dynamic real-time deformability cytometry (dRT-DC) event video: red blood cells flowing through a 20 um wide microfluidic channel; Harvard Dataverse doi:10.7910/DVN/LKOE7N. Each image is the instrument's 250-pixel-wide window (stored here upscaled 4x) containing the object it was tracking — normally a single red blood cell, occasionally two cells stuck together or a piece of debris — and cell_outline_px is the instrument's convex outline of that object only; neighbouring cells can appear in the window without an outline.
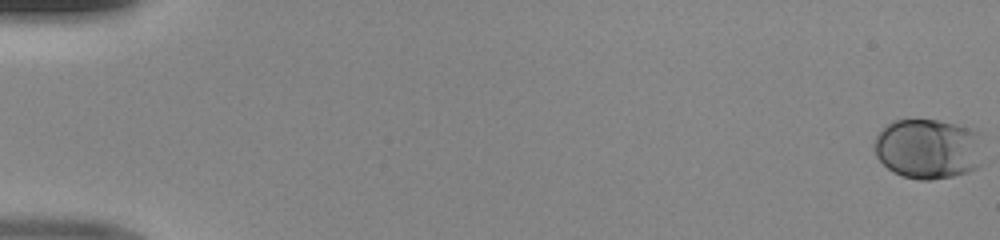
{"species": "human", "species_latin": "Homo sapiens", "temperature_condition": "room temperature", "stored_images_in_passage": 50, "camera_frame_rate_fps": 3000, "um_per_image_px": 0.085, "donor": {"sex": "male"}, "frame": {"image": 1, "passage_image": 1, "time_ms": 0.0, "image_size_px": [1000, 240], "cell_outline_px": [[980, 164], [976, 168], [968, 172], [952, 176], [928, 180], [920, 180], [904, 176], [892, 172], [876, 156], [872, 144], [876, 136], [892, 120], [940, 120], [956, 124], [980, 132]], "centroid_in_image_um": [78.87, 12.64], "position_along_channel_um": 6.1, "area_um2": 38.21}}
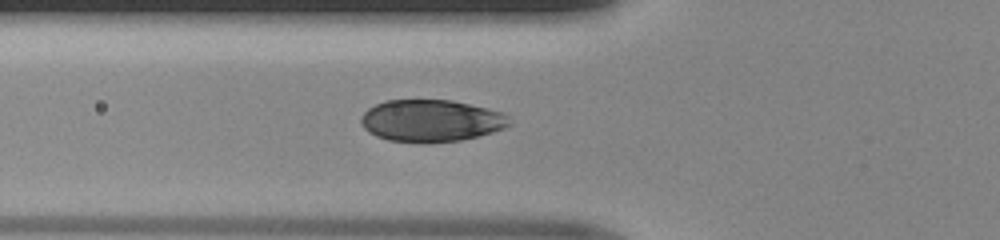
{"frame": {"image": 2, "passage_image": 20, "time_ms": 6.333, "image_size_px": [1000, 240], "cell_outline_px": [[512, 124], [504, 128], [492, 132], [460, 140], [428, 144], [420, 144], [388, 140], [376, 136], [368, 132], [360, 124], [360, 116], [368, 108], [384, 100], [452, 100], [488, 108], [504, 112], [508, 116]], "centroid_in_image_um": [36.62, 10.27], "position_along_channel_um": 89.2, "area_um2": 36.93}}
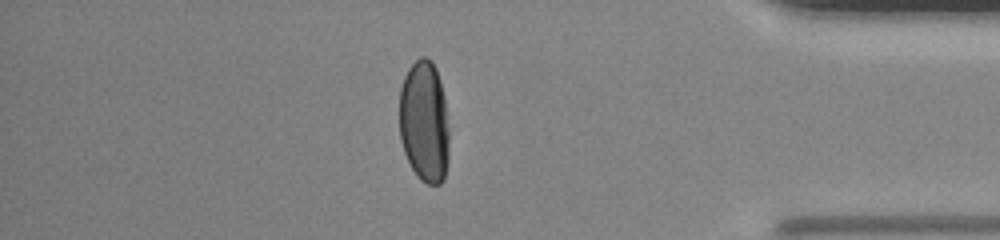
{"frame": {"image": 3, "passage_image": 44, "time_ms": 14.333, "image_size_px": [1000, 240], "cell_outline_px": [[448, 160], [444, 180], [440, 184], [428, 184], [420, 180], [412, 168], [404, 152], [400, 140], [400, 88], [404, 76], [408, 68], [420, 56], [424, 56], [432, 60], [436, 68], [440, 80], [444, 96], [448, 128]], "centroid_in_image_um": [36.06, 10.34], "position_along_channel_um": 399.1, "area_um2": 35.6}}